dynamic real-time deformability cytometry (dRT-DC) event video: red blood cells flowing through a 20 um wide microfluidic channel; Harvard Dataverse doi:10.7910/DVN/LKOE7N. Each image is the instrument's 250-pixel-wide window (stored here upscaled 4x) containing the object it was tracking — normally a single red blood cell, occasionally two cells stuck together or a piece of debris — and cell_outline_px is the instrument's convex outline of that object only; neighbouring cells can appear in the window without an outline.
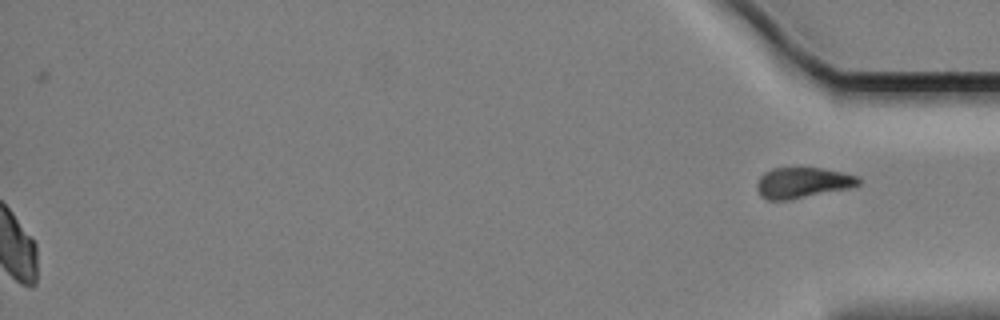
{"species": "Egyptian fruit bat (a non-hibernating species)", "species_latin": "Rousettus aegyptiacus", "temperature_condition": "cold", "stored_images_in_passage": 54, "segment_of_instrument_passage": [2, 2], "camera_frame_rate_fps": 3000, "um_per_image_px": 0.085, "animal": {"sex": "female"}, "frame": {"image": 1, "passage_image": 54, "time_ms": 17.667, "image_size_px": [1000, 320], "cell_outline_px": [[860, 184], [852, 188], [788, 200], [768, 200], [760, 196], [756, 188], [756, 184], [760, 176], [764, 172], [772, 168], [824, 168], [844, 172], [860, 176]], "centroid_in_image_um": [68.25, 15.53], "position_along_channel_um": 367.0, "area_um2": 18.5}}